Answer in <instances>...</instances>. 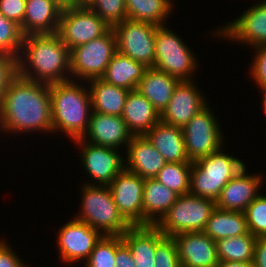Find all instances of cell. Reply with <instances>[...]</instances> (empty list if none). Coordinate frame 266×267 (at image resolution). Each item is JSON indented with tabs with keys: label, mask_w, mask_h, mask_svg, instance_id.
Instances as JSON below:
<instances>
[{
	"label": "cell",
	"mask_w": 266,
	"mask_h": 267,
	"mask_svg": "<svg viewBox=\"0 0 266 267\" xmlns=\"http://www.w3.org/2000/svg\"><path fill=\"white\" fill-rule=\"evenodd\" d=\"M26 0H0V12L20 28L25 16Z\"/></svg>",
	"instance_id": "40"
},
{
	"label": "cell",
	"mask_w": 266,
	"mask_h": 267,
	"mask_svg": "<svg viewBox=\"0 0 266 267\" xmlns=\"http://www.w3.org/2000/svg\"><path fill=\"white\" fill-rule=\"evenodd\" d=\"M111 28L86 4L63 9L56 34L69 50L105 35Z\"/></svg>",
	"instance_id": "9"
},
{
	"label": "cell",
	"mask_w": 266,
	"mask_h": 267,
	"mask_svg": "<svg viewBox=\"0 0 266 267\" xmlns=\"http://www.w3.org/2000/svg\"><path fill=\"white\" fill-rule=\"evenodd\" d=\"M222 150L192 162L189 193L216 201L224 186L245 166L241 159Z\"/></svg>",
	"instance_id": "5"
},
{
	"label": "cell",
	"mask_w": 266,
	"mask_h": 267,
	"mask_svg": "<svg viewBox=\"0 0 266 267\" xmlns=\"http://www.w3.org/2000/svg\"><path fill=\"white\" fill-rule=\"evenodd\" d=\"M215 208L213 199L191 193L182 194L155 226L166 237L185 232H202Z\"/></svg>",
	"instance_id": "6"
},
{
	"label": "cell",
	"mask_w": 266,
	"mask_h": 267,
	"mask_svg": "<svg viewBox=\"0 0 266 267\" xmlns=\"http://www.w3.org/2000/svg\"><path fill=\"white\" fill-rule=\"evenodd\" d=\"M178 194L160 183L147 178L143 187V226L156 225L176 202Z\"/></svg>",
	"instance_id": "25"
},
{
	"label": "cell",
	"mask_w": 266,
	"mask_h": 267,
	"mask_svg": "<svg viewBox=\"0 0 266 267\" xmlns=\"http://www.w3.org/2000/svg\"><path fill=\"white\" fill-rule=\"evenodd\" d=\"M253 267H266V237H257L256 239Z\"/></svg>",
	"instance_id": "42"
},
{
	"label": "cell",
	"mask_w": 266,
	"mask_h": 267,
	"mask_svg": "<svg viewBox=\"0 0 266 267\" xmlns=\"http://www.w3.org/2000/svg\"><path fill=\"white\" fill-rule=\"evenodd\" d=\"M214 267H253V262L219 261Z\"/></svg>",
	"instance_id": "44"
},
{
	"label": "cell",
	"mask_w": 266,
	"mask_h": 267,
	"mask_svg": "<svg viewBox=\"0 0 266 267\" xmlns=\"http://www.w3.org/2000/svg\"><path fill=\"white\" fill-rule=\"evenodd\" d=\"M209 107L208 104L182 128L186 154L191 162L207 157L224 146L219 121Z\"/></svg>",
	"instance_id": "10"
},
{
	"label": "cell",
	"mask_w": 266,
	"mask_h": 267,
	"mask_svg": "<svg viewBox=\"0 0 266 267\" xmlns=\"http://www.w3.org/2000/svg\"><path fill=\"white\" fill-rule=\"evenodd\" d=\"M203 232L215 241L247 234L249 231L245 212L215 208Z\"/></svg>",
	"instance_id": "29"
},
{
	"label": "cell",
	"mask_w": 266,
	"mask_h": 267,
	"mask_svg": "<svg viewBox=\"0 0 266 267\" xmlns=\"http://www.w3.org/2000/svg\"><path fill=\"white\" fill-rule=\"evenodd\" d=\"M18 75V58L0 54V101L3 93Z\"/></svg>",
	"instance_id": "38"
},
{
	"label": "cell",
	"mask_w": 266,
	"mask_h": 267,
	"mask_svg": "<svg viewBox=\"0 0 266 267\" xmlns=\"http://www.w3.org/2000/svg\"><path fill=\"white\" fill-rule=\"evenodd\" d=\"M262 94H263V99H262V108L264 110V115H266V87L265 88H262L260 89Z\"/></svg>",
	"instance_id": "46"
},
{
	"label": "cell",
	"mask_w": 266,
	"mask_h": 267,
	"mask_svg": "<svg viewBox=\"0 0 266 267\" xmlns=\"http://www.w3.org/2000/svg\"><path fill=\"white\" fill-rule=\"evenodd\" d=\"M23 37L20 26L7 19L0 12V54H8L19 58Z\"/></svg>",
	"instance_id": "34"
},
{
	"label": "cell",
	"mask_w": 266,
	"mask_h": 267,
	"mask_svg": "<svg viewBox=\"0 0 266 267\" xmlns=\"http://www.w3.org/2000/svg\"><path fill=\"white\" fill-rule=\"evenodd\" d=\"M147 68L143 63L136 62L117 51L100 79L129 91L135 90Z\"/></svg>",
	"instance_id": "27"
},
{
	"label": "cell",
	"mask_w": 266,
	"mask_h": 267,
	"mask_svg": "<svg viewBox=\"0 0 266 267\" xmlns=\"http://www.w3.org/2000/svg\"><path fill=\"white\" fill-rule=\"evenodd\" d=\"M122 243V236H103L90 253L85 267H116V249Z\"/></svg>",
	"instance_id": "33"
},
{
	"label": "cell",
	"mask_w": 266,
	"mask_h": 267,
	"mask_svg": "<svg viewBox=\"0 0 266 267\" xmlns=\"http://www.w3.org/2000/svg\"><path fill=\"white\" fill-rule=\"evenodd\" d=\"M195 83L194 80L178 82L169 103L160 114V121L183 128L208 105L206 96Z\"/></svg>",
	"instance_id": "16"
},
{
	"label": "cell",
	"mask_w": 266,
	"mask_h": 267,
	"mask_svg": "<svg viewBox=\"0 0 266 267\" xmlns=\"http://www.w3.org/2000/svg\"><path fill=\"white\" fill-rule=\"evenodd\" d=\"M61 11L53 0H26L23 35L56 33Z\"/></svg>",
	"instance_id": "22"
},
{
	"label": "cell",
	"mask_w": 266,
	"mask_h": 267,
	"mask_svg": "<svg viewBox=\"0 0 266 267\" xmlns=\"http://www.w3.org/2000/svg\"><path fill=\"white\" fill-rule=\"evenodd\" d=\"M75 80L50 84L53 133L62 131L72 140L88 130L93 112L89 88Z\"/></svg>",
	"instance_id": "3"
},
{
	"label": "cell",
	"mask_w": 266,
	"mask_h": 267,
	"mask_svg": "<svg viewBox=\"0 0 266 267\" xmlns=\"http://www.w3.org/2000/svg\"><path fill=\"white\" fill-rule=\"evenodd\" d=\"M116 267H135V262L133 260L132 254L129 248L122 243L116 249V257H115Z\"/></svg>",
	"instance_id": "43"
},
{
	"label": "cell",
	"mask_w": 266,
	"mask_h": 267,
	"mask_svg": "<svg viewBox=\"0 0 266 267\" xmlns=\"http://www.w3.org/2000/svg\"><path fill=\"white\" fill-rule=\"evenodd\" d=\"M133 134L121 116L92 112L89 127L82 139L98 146L127 147Z\"/></svg>",
	"instance_id": "19"
},
{
	"label": "cell",
	"mask_w": 266,
	"mask_h": 267,
	"mask_svg": "<svg viewBox=\"0 0 266 267\" xmlns=\"http://www.w3.org/2000/svg\"><path fill=\"white\" fill-rule=\"evenodd\" d=\"M191 168L192 163H166L155 178L178 195L187 194L190 191Z\"/></svg>",
	"instance_id": "32"
},
{
	"label": "cell",
	"mask_w": 266,
	"mask_h": 267,
	"mask_svg": "<svg viewBox=\"0 0 266 267\" xmlns=\"http://www.w3.org/2000/svg\"><path fill=\"white\" fill-rule=\"evenodd\" d=\"M181 267H214L218 262L216 241L202 232H185L172 236Z\"/></svg>",
	"instance_id": "18"
},
{
	"label": "cell",
	"mask_w": 266,
	"mask_h": 267,
	"mask_svg": "<svg viewBox=\"0 0 266 267\" xmlns=\"http://www.w3.org/2000/svg\"><path fill=\"white\" fill-rule=\"evenodd\" d=\"M87 83H90L88 87L93 112L122 116L129 90L108 84L102 79H92Z\"/></svg>",
	"instance_id": "28"
},
{
	"label": "cell",
	"mask_w": 266,
	"mask_h": 267,
	"mask_svg": "<svg viewBox=\"0 0 266 267\" xmlns=\"http://www.w3.org/2000/svg\"><path fill=\"white\" fill-rule=\"evenodd\" d=\"M20 258L16 255L15 251L5 244L0 249V267H27L29 265L24 264Z\"/></svg>",
	"instance_id": "41"
},
{
	"label": "cell",
	"mask_w": 266,
	"mask_h": 267,
	"mask_svg": "<svg viewBox=\"0 0 266 267\" xmlns=\"http://www.w3.org/2000/svg\"><path fill=\"white\" fill-rule=\"evenodd\" d=\"M1 241H0V249L7 243V242H5V241H3L2 239H0Z\"/></svg>",
	"instance_id": "47"
},
{
	"label": "cell",
	"mask_w": 266,
	"mask_h": 267,
	"mask_svg": "<svg viewBox=\"0 0 266 267\" xmlns=\"http://www.w3.org/2000/svg\"><path fill=\"white\" fill-rule=\"evenodd\" d=\"M180 38L166 25L156 27L154 68L179 81H189L197 70V58Z\"/></svg>",
	"instance_id": "7"
},
{
	"label": "cell",
	"mask_w": 266,
	"mask_h": 267,
	"mask_svg": "<svg viewBox=\"0 0 266 267\" xmlns=\"http://www.w3.org/2000/svg\"><path fill=\"white\" fill-rule=\"evenodd\" d=\"M81 209L74 217L103 236H122L131 226L120 215L109 186L83 184Z\"/></svg>",
	"instance_id": "4"
},
{
	"label": "cell",
	"mask_w": 266,
	"mask_h": 267,
	"mask_svg": "<svg viewBox=\"0 0 266 267\" xmlns=\"http://www.w3.org/2000/svg\"><path fill=\"white\" fill-rule=\"evenodd\" d=\"M126 148L125 169L143 179L155 178L167 163L144 135L133 136Z\"/></svg>",
	"instance_id": "20"
},
{
	"label": "cell",
	"mask_w": 266,
	"mask_h": 267,
	"mask_svg": "<svg viewBox=\"0 0 266 267\" xmlns=\"http://www.w3.org/2000/svg\"><path fill=\"white\" fill-rule=\"evenodd\" d=\"M80 146L82 166L90 181L87 185L109 186L113 179L125 169L124 154L120 149L98 146L84 141L82 138L73 141ZM122 155V156H121Z\"/></svg>",
	"instance_id": "12"
},
{
	"label": "cell",
	"mask_w": 266,
	"mask_h": 267,
	"mask_svg": "<svg viewBox=\"0 0 266 267\" xmlns=\"http://www.w3.org/2000/svg\"><path fill=\"white\" fill-rule=\"evenodd\" d=\"M62 10L80 5L77 0H53Z\"/></svg>",
	"instance_id": "45"
},
{
	"label": "cell",
	"mask_w": 266,
	"mask_h": 267,
	"mask_svg": "<svg viewBox=\"0 0 266 267\" xmlns=\"http://www.w3.org/2000/svg\"><path fill=\"white\" fill-rule=\"evenodd\" d=\"M172 0H125L127 19L163 26L173 12Z\"/></svg>",
	"instance_id": "30"
},
{
	"label": "cell",
	"mask_w": 266,
	"mask_h": 267,
	"mask_svg": "<svg viewBox=\"0 0 266 267\" xmlns=\"http://www.w3.org/2000/svg\"><path fill=\"white\" fill-rule=\"evenodd\" d=\"M252 6V7H251ZM240 17L216 29V37L250 46L266 44V0L252 4Z\"/></svg>",
	"instance_id": "14"
},
{
	"label": "cell",
	"mask_w": 266,
	"mask_h": 267,
	"mask_svg": "<svg viewBox=\"0 0 266 267\" xmlns=\"http://www.w3.org/2000/svg\"><path fill=\"white\" fill-rule=\"evenodd\" d=\"M144 136L167 163H192L186 154L182 128L160 121Z\"/></svg>",
	"instance_id": "23"
},
{
	"label": "cell",
	"mask_w": 266,
	"mask_h": 267,
	"mask_svg": "<svg viewBox=\"0 0 266 267\" xmlns=\"http://www.w3.org/2000/svg\"><path fill=\"white\" fill-rule=\"evenodd\" d=\"M117 39L113 28L105 35L70 50V72L73 80L87 82L100 79L114 54Z\"/></svg>",
	"instance_id": "8"
},
{
	"label": "cell",
	"mask_w": 266,
	"mask_h": 267,
	"mask_svg": "<svg viewBox=\"0 0 266 267\" xmlns=\"http://www.w3.org/2000/svg\"><path fill=\"white\" fill-rule=\"evenodd\" d=\"M145 179L124 169L109 185L115 204L130 226H143V187Z\"/></svg>",
	"instance_id": "15"
},
{
	"label": "cell",
	"mask_w": 266,
	"mask_h": 267,
	"mask_svg": "<svg viewBox=\"0 0 266 267\" xmlns=\"http://www.w3.org/2000/svg\"><path fill=\"white\" fill-rule=\"evenodd\" d=\"M80 4H86L88 0H77Z\"/></svg>",
	"instance_id": "48"
},
{
	"label": "cell",
	"mask_w": 266,
	"mask_h": 267,
	"mask_svg": "<svg viewBox=\"0 0 266 267\" xmlns=\"http://www.w3.org/2000/svg\"><path fill=\"white\" fill-rule=\"evenodd\" d=\"M179 80L154 67L147 68L136 88L161 114Z\"/></svg>",
	"instance_id": "26"
},
{
	"label": "cell",
	"mask_w": 266,
	"mask_h": 267,
	"mask_svg": "<svg viewBox=\"0 0 266 267\" xmlns=\"http://www.w3.org/2000/svg\"><path fill=\"white\" fill-rule=\"evenodd\" d=\"M86 5L110 28L127 19L125 0H88Z\"/></svg>",
	"instance_id": "35"
},
{
	"label": "cell",
	"mask_w": 266,
	"mask_h": 267,
	"mask_svg": "<svg viewBox=\"0 0 266 267\" xmlns=\"http://www.w3.org/2000/svg\"><path fill=\"white\" fill-rule=\"evenodd\" d=\"M1 130L6 134L31 131L53 133L50 84L18 75L0 101Z\"/></svg>",
	"instance_id": "1"
},
{
	"label": "cell",
	"mask_w": 266,
	"mask_h": 267,
	"mask_svg": "<svg viewBox=\"0 0 266 267\" xmlns=\"http://www.w3.org/2000/svg\"><path fill=\"white\" fill-rule=\"evenodd\" d=\"M248 231L255 237H266V195H260L246 208Z\"/></svg>",
	"instance_id": "36"
},
{
	"label": "cell",
	"mask_w": 266,
	"mask_h": 267,
	"mask_svg": "<svg viewBox=\"0 0 266 267\" xmlns=\"http://www.w3.org/2000/svg\"><path fill=\"white\" fill-rule=\"evenodd\" d=\"M121 117L133 136L145 135L160 122L159 112L136 89L129 91Z\"/></svg>",
	"instance_id": "24"
},
{
	"label": "cell",
	"mask_w": 266,
	"mask_h": 267,
	"mask_svg": "<svg viewBox=\"0 0 266 267\" xmlns=\"http://www.w3.org/2000/svg\"><path fill=\"white\" fill-rule=\"evenodd\" d=\"M58 231L57 248L64 263L86 261L103 235L86 222L72 218Z\"/></svg>",
	"instance_id": "13"
},
{
	"label": "cell",
	"mask_w": 266,
	"mask_h": 267,
	"mask_svg": "<svg viewBox=\"0 0 266 267\" xmlns=\"http://www.w3.org/2000/svg\"><path fill=\"white\" fill-rule=\"evenodd\" d=\"M257 237L250 232L216 241L219 261L253 262Z\"/></svg>",
	"instance_id": "31"
},
{
	"label": "cell",
	"mask_w": 266,
	"mask_h": 267,
	"mask_svg": "<svg viewBox=\"0 0 266 267\" xmlns=\"http://www.w3.org/2000/svg\"><path fill=\"white\" fill-rule=\"evenodd\" d=\"M154 259V267H181L176 243L172 237H165L156 246Z\"/></svg>",
	"instance_id": "37"
},
{
	"label": "cell",
	"mask_w": 266,
	"mask_h": 267,
	"mask_svg": "<svg viewBox=\"0 0 266 267\" xmlns=\"http://www.w3.org/2000/svg\"><path fill=\"white\" fill-rule=\"evenodd\" d=\"M263 178L261 174H248L244 166L224 186L215 201L216 208L227 211L245 212L247 206L260 194Z\"/></svg>",
	"instance_id": "17"
},
{
	"label": "cell",
	"mask_w": 266,
	"mask_h": 267,
	"mask_svg": "<svg viewBox=\"0 0 266 267\" xmlns=\"http://www.w3.org/2000/svg\"><path fill=\"white\" fill-rule=\"evenodd\" d=\"M156 25L126 19L113 29L117 39V51L146 67H154Z\"/></svg>",
	"instance_id": "11"
},
{
	"label": "cell",
	"mask_w": 266,
	"mask_h": 267,
	"mask_svg": "<svg viewBox=\"0 0 266 267\" xmlns=\"http://www.w3.org/2000/svg\"><path fill=\"white\" fill-rule=\"evenodd\" d=\"M256 50L250 66V76L260 89L266 87V44L253 47Z\"/></svg>",
	"instance_id": "39"
},
{
	"label": "cell",
	"mask_w": 266,
	"mask_h": 267,
	"mask_svg": "<svg viewBox=\"0 0 266 267\" xmlns=\"http://www.w3.org/2000/svg\"><path fill=\"white\" fill-rule=\"evenodd\" d=\"M18 69L21 77L39 83L71 80L70 50L56 33L26 35L18 58Z\"/></svg>",
	"instance_id": "2"
},
{
	"label": "cell",
	"mask_w": 266,
	"mask_h": 267,
	"mask_svg": "<svg viewBox=\"0 0 266 267\" xmlns=\"http://www.w3.org/2000/svg\"><path fill=\"white\" fill-rule=\"evenodd\" d=\"M166 236L155 226H131L123 235V243L129 248L135 267H154L156 246Z\"/></svg>",
	"instance_id": "21"
}]
</instances>
